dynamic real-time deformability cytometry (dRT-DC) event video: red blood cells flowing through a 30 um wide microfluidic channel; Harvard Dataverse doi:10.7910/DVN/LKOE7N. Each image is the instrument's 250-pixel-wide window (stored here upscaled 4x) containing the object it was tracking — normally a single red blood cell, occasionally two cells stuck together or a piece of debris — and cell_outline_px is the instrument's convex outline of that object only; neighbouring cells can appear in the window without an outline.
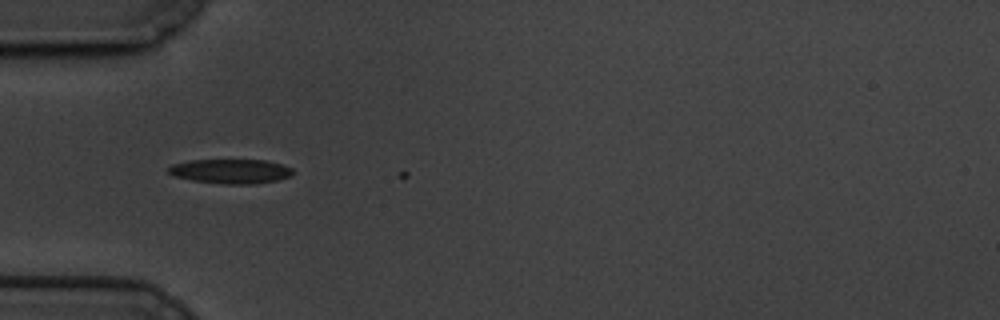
{"species": "common noctule bat (a hibernating species)", "species_latin": "Nyctalus noctula", "temperature_condition": "cold", "stored_images_in_passage": 3, "camera_frame_rate_fps": 3000, "um_per_image_px": 0.085, "animal": {"sex": "male", "body_mass_g": 19.5, "forearm_length_mm": 54.6}, "frame": {"image": 1, "passage_image": 2, "time_ms": 0.333, "image_size_px": [1000, 320], "cell_outline_px": [[296, 172], [292, 176], [276, 180], [256, 184], [224, 184], [192, 180], [172, 176], [168, 172], [168, 168], [172, 164], [188, 160], [264, 160], [280, 164], [292, 168]], "centroid_in_image_um": [19.61, 14.56], "position_along_channel_um": 65.4, "area_um2": 17.86}}